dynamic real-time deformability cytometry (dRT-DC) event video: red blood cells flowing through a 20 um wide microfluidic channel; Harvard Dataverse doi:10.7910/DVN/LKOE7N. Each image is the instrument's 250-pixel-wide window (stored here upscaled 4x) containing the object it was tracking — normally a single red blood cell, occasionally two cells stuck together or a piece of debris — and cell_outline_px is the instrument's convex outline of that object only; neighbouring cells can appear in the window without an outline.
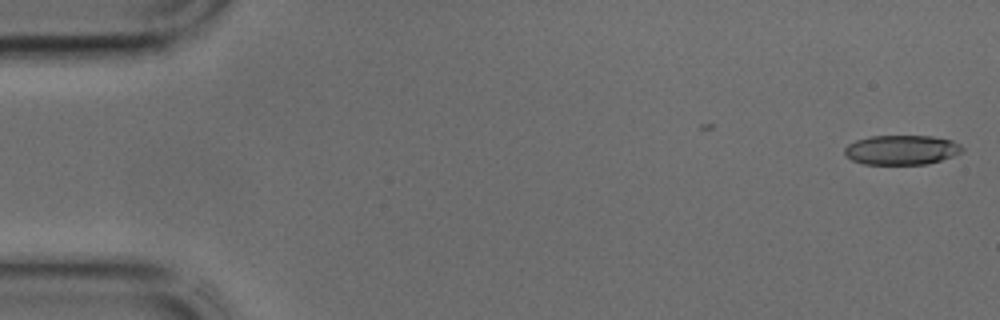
{"species": "common noctule bat (a hibernating species)", "species_latin": "Nyctalus noctula", "temperature_condition": "cold", "stored_images_in_passage": 2, "camera_frame_rate_fps": 3000, "um_per_image_px": 0.085, "animal": {"sex": "male", "body_mass_g": 17.9, "forearm_length_mm": 54.2}, "frame": {"image": 1, "passage_image": 2, "time_ms": 0.333, "image_size_px": [1000, 320], "cell_outline_px": [[964, 152], [928, 164], [864, 164], [852, 160], [844, 152], [844, 148], [848, 144], [856, 140], [872, 136], [932, 136], [952, 140], [960, 144], [964, 148]], "centroid_in_image_um": [76.66, 12.74], "position_along_channel_um": 8.3, "area_um2": 20.29}}